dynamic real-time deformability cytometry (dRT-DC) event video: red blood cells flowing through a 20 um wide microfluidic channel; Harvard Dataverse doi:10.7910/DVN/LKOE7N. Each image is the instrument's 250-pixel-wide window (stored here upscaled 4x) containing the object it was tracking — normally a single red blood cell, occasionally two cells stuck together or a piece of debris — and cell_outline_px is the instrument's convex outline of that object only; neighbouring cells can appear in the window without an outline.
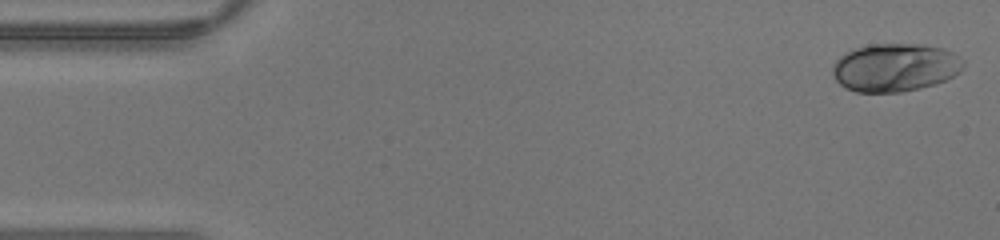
{"species": "human", "species_latin": "Homo sapiens", "temperature_condition": "warm", "stored_images_in_passage": 42, "camera_frame_rate_fps": 3000, "um_per_image_px": 0.085, "donor": {"sex": "male"}, "frame": {"image": 1, "passage_image": 1, "time_ms": 0.0, "image_size_px": [1000, 240], "cell_outline_px": [[964, 64], [960, 72], [936, 84], [920, 88], [900, 92], [856, 92], [840, 84], [836, 80], [832, 72], [832, 64], [840, 56], [856, 48], [868, 44], [920, 44], [944, 48], [952, 52], [964, 60]], "centroid_in_image_um": [76.08, 5.73], "position_along_channel_um": 8.9, "area_um2": 36.7}}
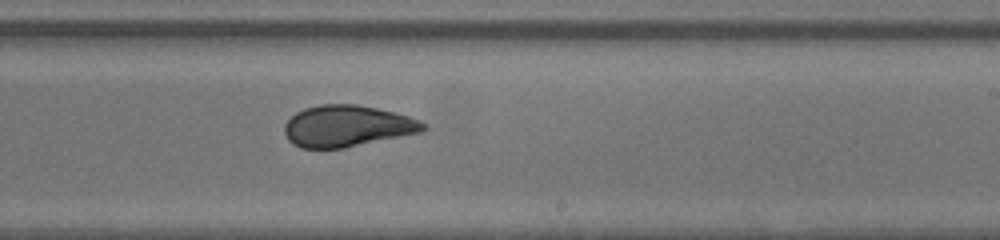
{"frame": {"image": 2, "passage_image": 25, "time_ms": 8.0, "image_size_px": [1000, 240], "cell_outline_px": [[428, 128], [424, 132], [344, 148], [300, 148], [292, 144], [288, 140], [284, 132], [284, 124], [296, 112], [304, 108], [320, 104], [356, 104], [376, 108], [408, 116], [420, 120]], "centroid_in_image_um": [29.51, 10.72], "position_along_channel_um": 259.5, "area_um2": 33.7}}
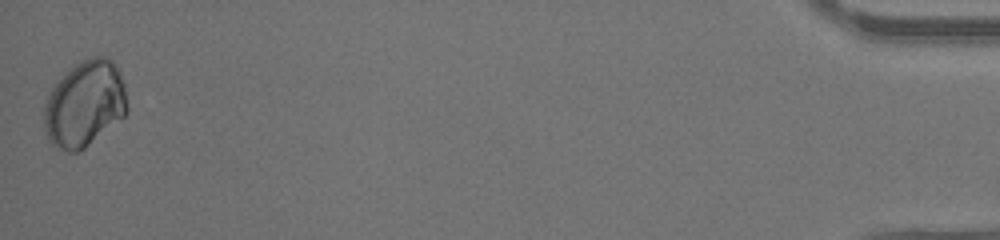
{"frame": {"image": 3, "passage_image": 42, "time_ms": 13.667, "image_size_px": [1000, 240], "cell_outline_px": [[128, 112], [124, 116], [80, 152], [68, 152], [52, 144], [48, 140], [44, 132], [44, 104], [56, 80], [68, 68], [80, 60], [92, 56], [108, 56], [116, 64], [120, 72], [124, 84], [128, 108]], "centroid_in_image_um": [7.19, 8.8], "position_along_channel_um": 428.0, "area_um2": 42.31}}